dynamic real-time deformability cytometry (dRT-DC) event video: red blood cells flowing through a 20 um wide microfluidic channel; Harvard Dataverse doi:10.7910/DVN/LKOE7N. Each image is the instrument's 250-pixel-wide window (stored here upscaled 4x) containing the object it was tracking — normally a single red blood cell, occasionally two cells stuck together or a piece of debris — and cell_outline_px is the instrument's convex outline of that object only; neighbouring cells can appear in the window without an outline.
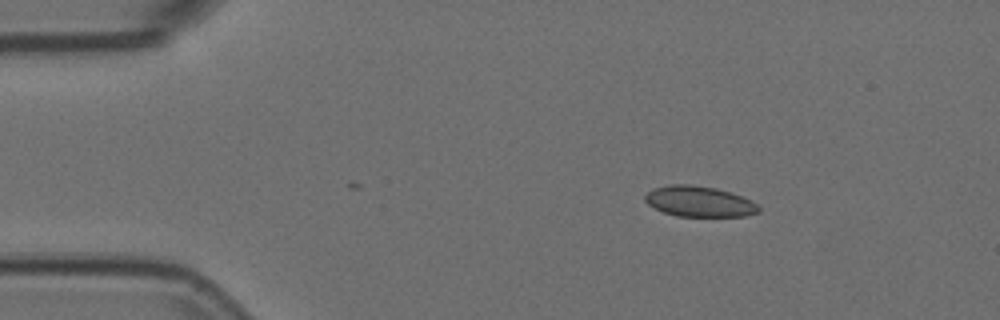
{"species": "Egyptian fruit bat (a non-hibernating species)", "species_latin": "Rousettus aegyptiacus", "temperature_condition": "room temperature", "stored_images_in_passage": 42, "camera_frame_rate_fps": 3000, "um_per_image_px": 0.085, "animal": {"sex": "female"}, "frame": {"image": 1, "passage_image": 1, "time_ms": 0.0, "image_size_px": [1000, 320], "cell_outline_px": [[760, 212], [744, 216], [676, 216], [664, 212], [648, 204], [644, 200], [644, 196], [652, 188], [672, 184], [688, 184], [716, 188], [732, 192], [752, 200], [760, 204]], "centroid_in_image_um": [59.47, 17.12], "position_along_channel_um": 25.5, "area_um2": 20.46}}
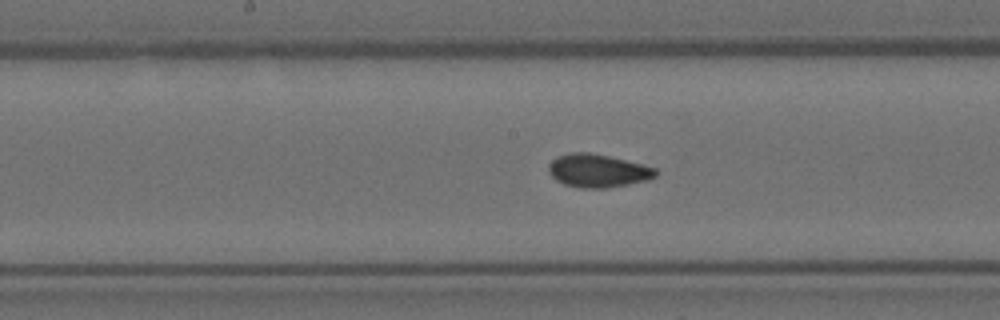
{"frame": {"image": 2, "passage_image": 20, "time_ms": 6.333, "image_size_px": [1000, 320], "cell_outline_px": [[656, 176], [648, 180], [628, 184], [604, 188], [580, 188], [564, 184], [556, 180], [548, 172], [548, 164], [556, 156], [568, 152], [592, 152], [656, 168]], "centroid_in_image_um": [50.76, 14.5], "position_along_channel_um": 197.4, "area_um2": 20.69}}
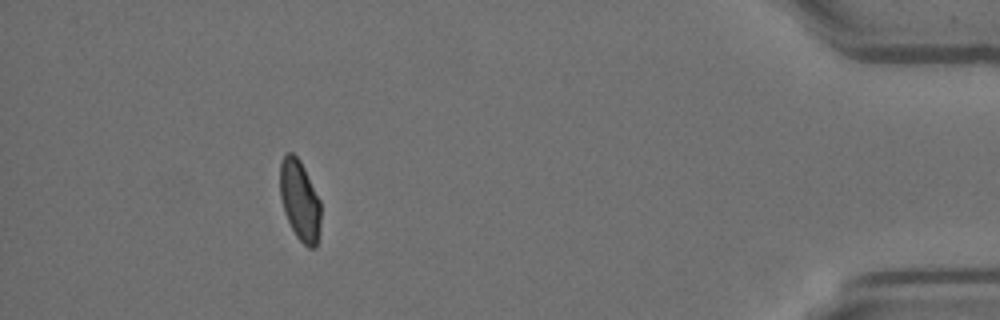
{"frame": {"image": 3, "passage_image": 42, "time_ms": 13.667, "image_size_px": [1000, 320], "cell_outline_px": [[320, 224], [316, 248], [308, 248], [296, 236], [284, 212], [280, 196], [280, 164], [284, 156], [288, 152], [292, 152], [300, 160], [320, 200]], "centroid_in_image_um": [25.48, 17.04], "position_along_channel_um": 409.7, "area_um2": 18.96}, "authors_computed_cell_mechanics": {"area_um2": 19.9988, "velocity_mm_per_s": 3.7204, "shape_relaxation_time_tau1_ms": null, "shape_relaxation_time_tau2_ms": 1.2046, "deformation_change_tau1": null, "deformation_change_tau2": 0.0634}}